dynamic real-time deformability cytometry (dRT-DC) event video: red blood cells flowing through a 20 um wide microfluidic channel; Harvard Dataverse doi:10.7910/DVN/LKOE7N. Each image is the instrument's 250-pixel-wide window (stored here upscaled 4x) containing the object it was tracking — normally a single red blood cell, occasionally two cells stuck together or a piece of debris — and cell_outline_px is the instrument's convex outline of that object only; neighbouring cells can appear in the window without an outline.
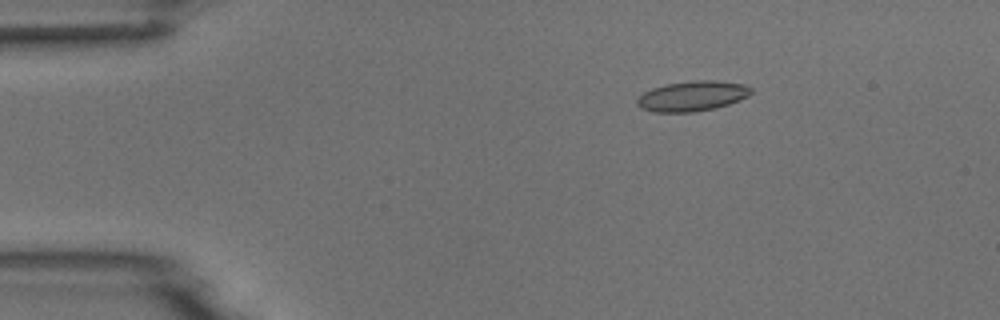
{"species": "common noctule bat (a hibernating species)", "species_latin": "Nyctalus noctula", "temperature_condition": "room temperature", "stored_images_in_passage": 4, "camera_frame_rate_fps": 3000, "um_per_image_px": 0.085, "animal": {"sex": "male", "body_mass_g": 18.8}, "frame": {"image": 1, "passage_image": 2, "time_ms": 2.0, "image_size_px": [1000, 320], "cell_outline_px": [[752, 92], [748, 96], [740, 100], [716, 108], [692, 112], [652, 112], [640, 108], [636, 104], [636, 100], [644, 92], [652, 88], [664, 84], [692, 80], [716, 80], [744, 84], [752, 88]], "centroid_in_image_um": [58.83, 8.16], "position_along_channel_um": 26.2, "area_um2": 20.23}}
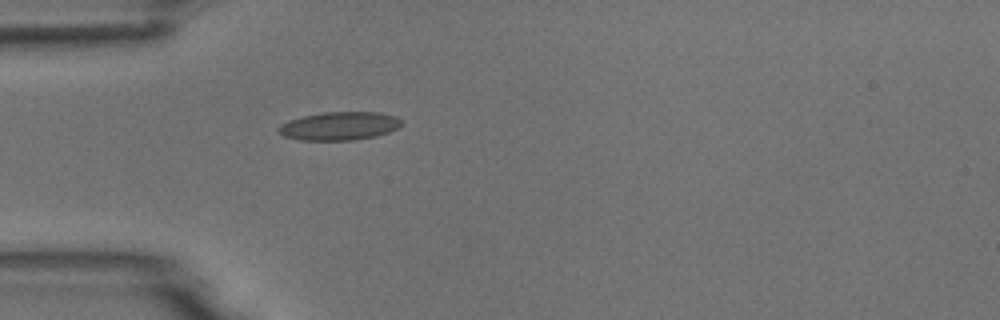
{"frame": {"image": 2, "passage_image": 4, "time_ms": 4.333, "image_size_px": [1000, 320], "cell_outline_px": [[404, 124], [400, 128], [376, 136], [352, 140], [300, 140], [284, 136], [276, 132], [276, 128], [280, 124], [288, 120], [304, 116], [324, 112], [380, 112], [396, 116]], "centroid_in_image_um": [28.84, 10.71], "position_along_channel_um": 56.2, "area_um2": 20.52}}